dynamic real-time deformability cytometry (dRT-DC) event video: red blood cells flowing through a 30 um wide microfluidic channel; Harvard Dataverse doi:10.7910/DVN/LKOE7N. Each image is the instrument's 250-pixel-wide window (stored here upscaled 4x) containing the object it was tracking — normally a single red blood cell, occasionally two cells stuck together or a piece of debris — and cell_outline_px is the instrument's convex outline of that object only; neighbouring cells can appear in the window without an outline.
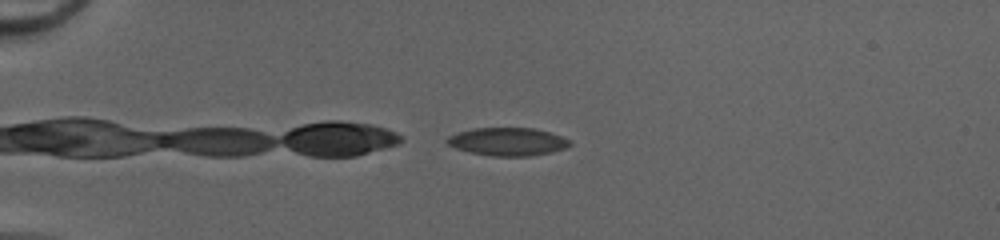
{"species": "common noctule bat (a hibernating species)", "species_latin": "Nyctalus noctula", "temperature_condition": "cold", "stored_images_in_passage": 38, "camera_frame_rate_fps": 3000, "um_per_image_px": 0.085, "animal": {"sex": "female", "body_mass_g": 20.0, "forearm_length_mm": 54.0}, "frame": {"image": 1, "passage_image": 2, "time_ms": 0.333, "image_size_px": [1000, 240], "cell_outline_px": [[572, 144], [564, 148], [552, 152], [528, 156], [492, 156], [472, 152], [456, 148], [448, 144], [444, 140], [448, 136], [460, 132], [476, 128], [532, 128], [548, 132], [560, 136], [568, 140]], "centroid_in_image_um": [43.14, 12.04], "position_along_channel_um": 41.9, "area_um2": 19.71}}
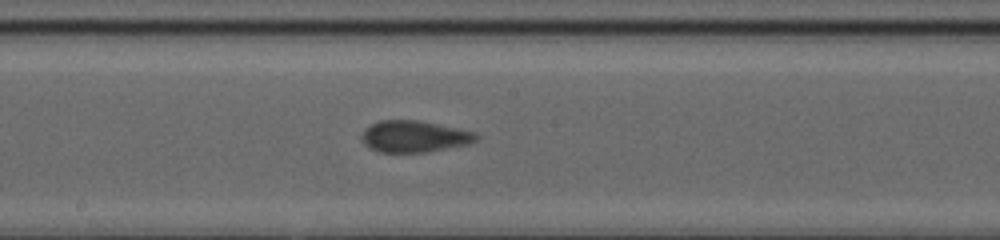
{"frame": {"image": 2, "passage_image": 18, "time_ms": 5.667, "image_size_px": [1000, 240], "cell_outline_px": [[476, 140], [464, 144], [428, 152], [380, 152], [364, 144], [364, 132], [372, 124], [380, 120], [416, 120], [472, 132], [476, 136]], "centroid_in_image_um": [35.16, 11.6], "position_along_channel_um": 213.0, "area_um2": 20.11}}
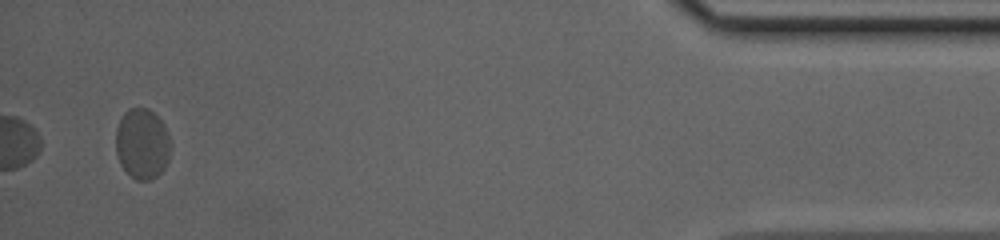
{"frame": {"image": 3, "passage_image": 38, "time_ms": 12.333, "image_size_px": [1000, 240], "cell_outline_px": [[168, 160], [164, 168], [156, 176], [148, 180], [136, 180], [120, 164], [116, 152], [116, 128], [124, 112], [128, 108], [148, 108], [160, 120], [168, 136]], "centroid_in_image_um": [12.04, 12.21], "position_along_channel_um": 423.2, "area_um2": 22.02}, "authors_computed_cell_mechanics": {"area_um2": 19.8254, "velocity_mm_per_s": 4.1308, "shape_relaxation_time_tau1_ms": 2.7101, "shape_relaxation_time_tau2_ms": null, "deformation_change_tau1": 0.0786, "deformation_change_tau2": null}}